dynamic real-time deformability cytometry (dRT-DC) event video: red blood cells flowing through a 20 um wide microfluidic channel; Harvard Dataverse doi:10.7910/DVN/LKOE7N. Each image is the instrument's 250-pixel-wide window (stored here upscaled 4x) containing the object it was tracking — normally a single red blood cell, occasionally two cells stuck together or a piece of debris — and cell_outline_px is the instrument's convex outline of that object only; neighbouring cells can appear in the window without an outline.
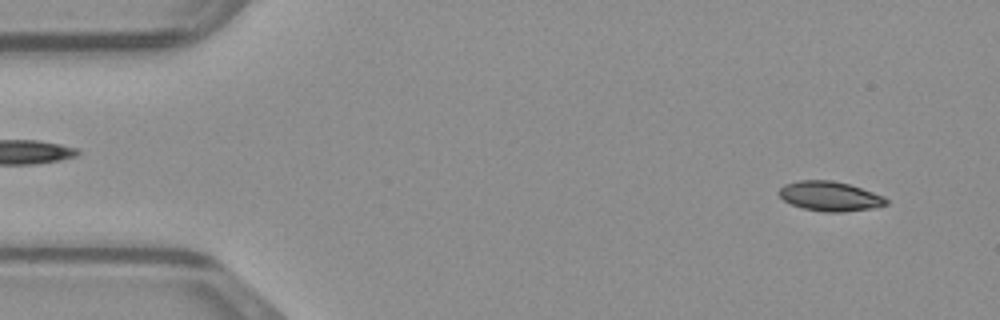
{"species": "common noctule bat (a hibernating species)", "species_latin": "Nyctalus noctula", "temperature_condition": "warm", "stored_images_in_passage": 47, "camera_frame_rate_fps": 3000, "um_per_image_px": 0.085, "animal": {"sex": "male", "body_mass_g": 23.1, "forearm_length_mm": 52.7}, "frame": {"image": 1, "passage_image": 3, "time_ms": 0.667, "image_size_px": [1000, 320], "cell_outline_px": [[888, 204], [872, 208], [844, 212], [824, 212], [804, 208], [792, 204], [784, 200], [776, 192], [784, 184], [800, 180], [832, 180], [848, 184], [884, 196], [888, 200]], "centroid_in_image_um": [70.52, 16.68], "position_along_channel_um": 14.5, "area_um2": 18.44}}
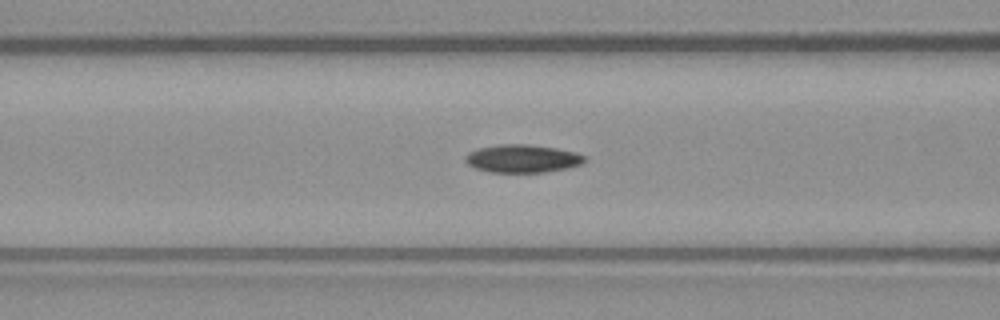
{"frame": {"image": 2, "passage_image": 18, "time_ms": 5.667, "image_size_px": [1000, 320], "cell_outline_px": [[588, 160], [580, 164], [568, 168], [544, 172], [488, 172], [476, 168], [468, 164], [464, 160], [464, 156], [468, 152], [476, 148], [500, 144], [528, 144], [556, 148], [576, 152], [584, 156]], "centroid_in_image_um": [44.38, 13.47], "position_along_channel_um": 122.2, "area_um2": 19.59}}
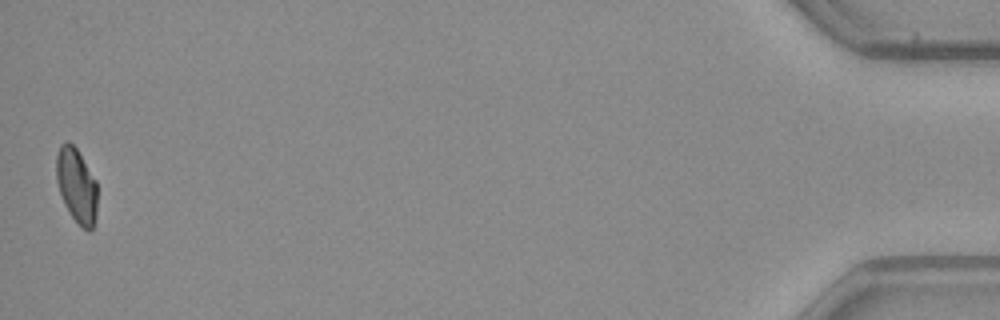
{"frame": {"image": 3, "passage_image": 47, "time_ms": 15.333, "image_size_px": [1000, 320], "cell_outline_px": [[96, 220], [92, 228], [88, 232], [72, 216], [64, 204], [56, 180], [56, 156], [60, 144], [64, 140], [68, 140], [76, 148], [96, 180]], "centroid_in_image_um": [6.49, 15.73], "position_along_channel_um": 428.7, "area_um2": 17.74}}